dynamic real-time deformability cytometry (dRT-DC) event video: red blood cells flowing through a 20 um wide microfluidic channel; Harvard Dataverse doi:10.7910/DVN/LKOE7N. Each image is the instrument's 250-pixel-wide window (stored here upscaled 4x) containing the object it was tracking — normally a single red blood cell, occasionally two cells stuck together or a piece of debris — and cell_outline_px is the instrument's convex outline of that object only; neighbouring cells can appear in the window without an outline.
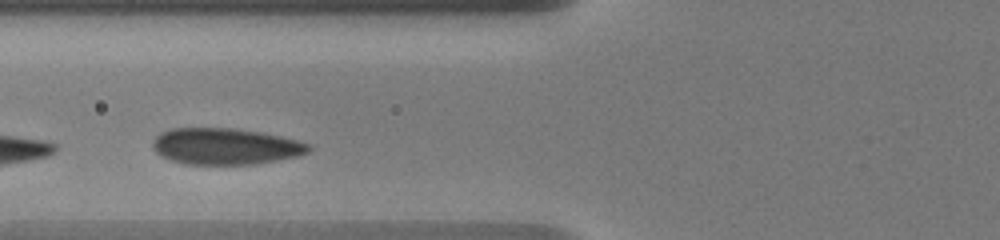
{"species": "human", "species_latin": "Homo sapiens", "temperature_condition": "warm", "stored_images_in_passage": 17, "camera_frame_rate_fps": 3000, "um_per_image_px": 0.085, "donor": {"sex": "male"}, "frame": {"image": 1, "passage_image": 4, "time_ms": 1.333, "image_size_px": [1000, 240], "cell_outline_px": [[312, 148], [308, 152], [296, 156], [256, 164], [188, 164], [172, 160], [156, 152], [152, 148], [152, 140], [160, 132], [172, 128], [232, 128], [260, 132], [280, 136], [296, 140], [308, 144]], "centroid_in_image_um": [19.13, 12.43], "position_along_channel_um": 106.7, "area_um2": 32.83}}
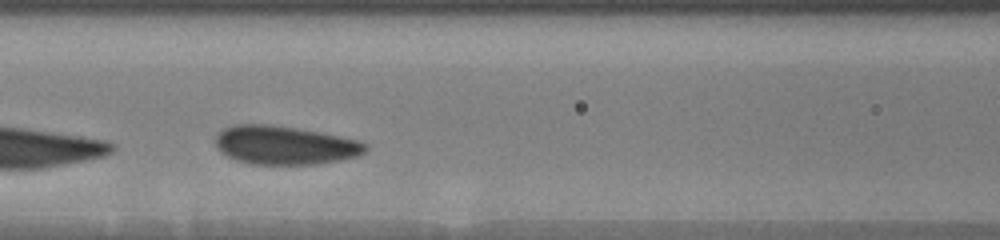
{"frame": {"image": 2, "passage_image": 10, "time_ms": 2.333, "image_size_px": [1000, 240], "cell_outline_px": [[368, 148], [360, 156], [320, 164], [252, 164], [236, 160], [220, 152], [216, 148], [216, 136], [224, 128], [232, 124], [272, 124], [320, 132], [356, 140], [368, 144]], "centroid_in_image_um": [24.2, 12.34], "position_along_channel_um": 142.4, "area_um2": 33.87}}
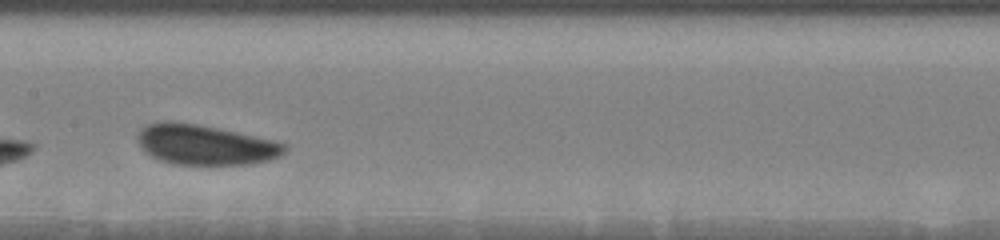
{"frame": {"image": 3, "passage_image": 16, "time_ms": 3.667, "image_size_px": [1000, 240], "cell_outline_px": [[288, 148], [280, 156], [268, 160], [248, 164], [172, 164], [160, 160], [144, 152], [136, 140], [136, 136], [140, 128], [148, 124], [160, 120], [172, 120], [196, 124], [236, 132], [272, 140], [288, 144]], "centroid_in_image_um": [17.38, 12.29], "position_along_channel_um": 190.0, "area_um2": 34.45}}